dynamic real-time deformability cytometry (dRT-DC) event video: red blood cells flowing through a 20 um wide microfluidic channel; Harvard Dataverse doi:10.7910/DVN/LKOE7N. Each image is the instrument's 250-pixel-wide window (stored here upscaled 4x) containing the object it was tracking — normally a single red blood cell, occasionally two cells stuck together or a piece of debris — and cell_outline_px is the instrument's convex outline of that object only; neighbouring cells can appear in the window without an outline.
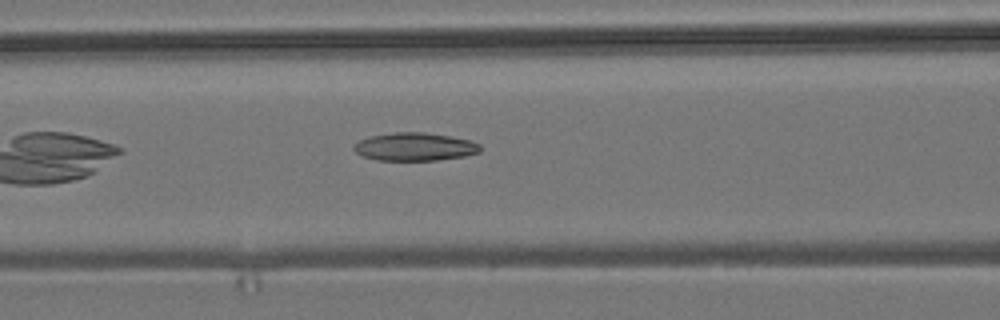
{"species": "common noctule bat (a hibernating species)", "species_latin": "Nyctalus noctula", "temperature_condition": "room temperature", "stored_images_in_passage": 42, "camera_frame_rate_fps": 3000, "um_per_image_px": 0.085, "animal": {"sex": "male", "body_mass_g": 19.2, "forearm_length_mm": 51.8}, "frame": {"image": 1, "passage_image": 11, "time_ms": 3.333, "image_size_px": [1000, 320], "cell_outline_px": [[480, 152], [464, 156], [436, 160], [376, 160], [364, 156], [356, 152], [352, 148], [360, 140], [368, 136], [392, 132], [424, 132], [472, 140], [480, 144]], "centroid_in_image_um": [35.25, 12.46], "position_along_channel_um": 131.3, "area_um2": 20.63}}
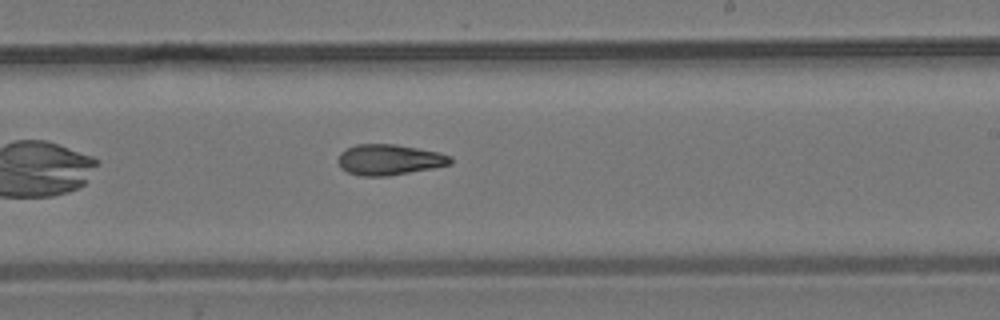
{"frame": {"image": 2, "passage_image": 21, "time_ms": 6.667, "image_size_px": [1000, 320], "cell_outline_px": [[452, 164], [432, 168], [388, 176], [360, 176], [348, 172], [340, 168], [336, 160], [340, 152], [356, 144], [396, 144], [440, 152], [452, 156]], "centroid_in_image_um": [33.08, 13.57], "position_along_channel_um": 255.9, "area_um2": 20.29}}
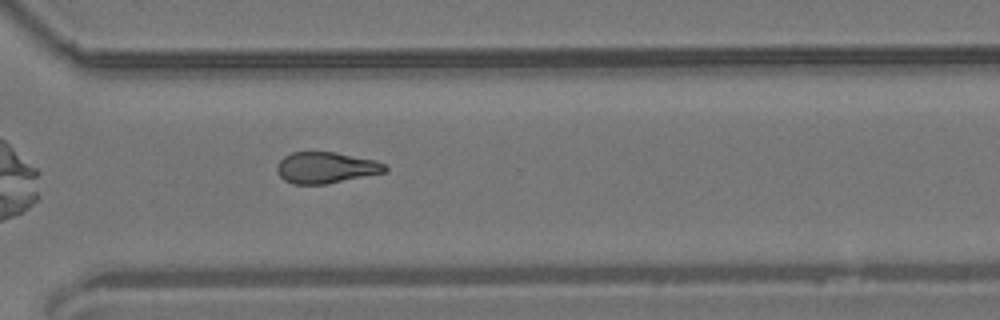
{"frame": {"image": 3, "passage_image": 28, "time_ms": 9.0, "image_size_px": [1000, 320], "cell_outline_px": [[388, 172], [328, 184], [292, 184], [284, 180], [276, 172], [276, 164], [284, 156], [292, 152], [336, 152], [376, 160], [384, 164], [388, 168]], "centroid_in_image_um": [27.71, 14.26], "position_along_channel_um": 342.9, "area_um2": 20.0}, "authors_computed_cell_mechanics": {"area_um2": 19.9988, "velocity_mm_per_s": 3.7532, "shape_relaxation_time_tau1_ms": null, "shape_relaxation_time_tau2_ms": 7.9665, "deformation_change_tau1": null, "deformation_change_tau2": 0.1812}}